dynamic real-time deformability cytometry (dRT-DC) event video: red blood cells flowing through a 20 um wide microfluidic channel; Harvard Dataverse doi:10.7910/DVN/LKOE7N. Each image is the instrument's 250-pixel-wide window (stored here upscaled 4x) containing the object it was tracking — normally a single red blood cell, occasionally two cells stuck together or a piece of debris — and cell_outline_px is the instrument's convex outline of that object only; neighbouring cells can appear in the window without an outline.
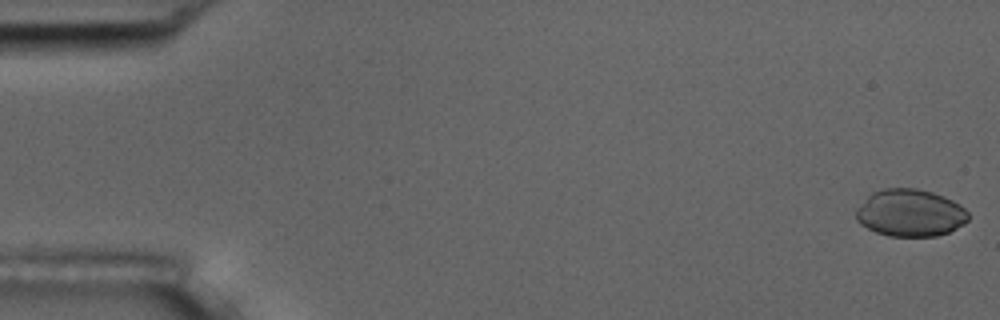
{"species": "common noctule bat (a hibernating species)", "species_latin": "Nyctalus noctula", "temperature_condition": "room temperature", "stored_images_in_passage": 55, "camera_frame_rate_fps": 3000, "um_per_image_px": 0.085, "animal": {"sex": "male", "body_mass_g": 17.5, "forearm_length_mm": 52.3}, "frame": {"image": 1, "passage_image": 1, "time_ms": 0.0, "image_size_px": [1000, 320], "cell_outline_px": [[968, 220], [964, 224], [948, 232], [936, 236], [888, 236], [876, 232], [860, 224], [856, 220], [856, 208], [872, 192], [884, 188], [916, 188], [932, 192], [944, 196], [960, 204], [968, 212]], "centroid_in_image_um": [77.36, 18.09], "position_along_channel_um": 7.6, "area_um2": 30.98}}
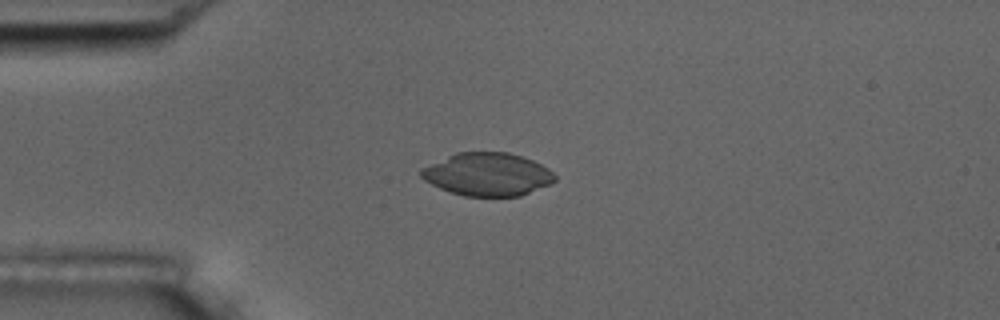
{"frame": {"image": 2, "passage_image": 14, "time_ms": 4.333, "image_size_px": [1000, 320], "cell_outline_px": [[556, 180], [552, 184], [520, 196], [464, 196], [440, 188], [424, 180], [420, 176], [420, 168], [456, 152], [508, 152], [524, 156], [548, 168], [556, 176]], "centroid_in_image_um": [41.45, 14.81], "position_along_channel_um": 43.6, "area_um2": 33.64}}